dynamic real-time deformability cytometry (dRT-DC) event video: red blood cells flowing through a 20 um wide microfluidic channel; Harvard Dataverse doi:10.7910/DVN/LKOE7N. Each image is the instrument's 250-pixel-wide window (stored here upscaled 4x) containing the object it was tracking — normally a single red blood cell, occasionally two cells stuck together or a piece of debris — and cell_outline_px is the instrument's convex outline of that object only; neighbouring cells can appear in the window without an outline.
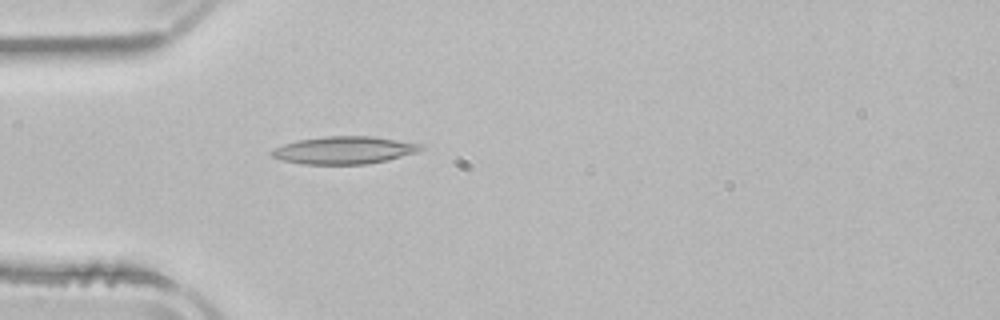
{"species": "common noctule bat (a hibernating species)", "species_latin": "Nyctalus noctula", "temperature_condition": "room temperature", "stored_images_in_passage": 2, "camera_frame_rate_fps": 3000, "um_per_image_px": 0.085, "animal": {"sex": "male", "body_mass_g": 21.5, "forearm_length_mm": 52.0}, "frame": {"image": 1, "passage_image": 2, "time_ms": 1.667, "image_size_px": [1000, 320], "cell_outline_px": [[424, 148], [416, 152], [388, 160], [368, 164], [300, 164], [280, 160], [272, 156], [268, 152], [284, 144], [296, 140], [324, 136], [372, 136], [424, 144]], "centroid_in_image_um": [29.24, 12.76], "position_along_channel_um": 55.8, "area_um2": 24.1}}